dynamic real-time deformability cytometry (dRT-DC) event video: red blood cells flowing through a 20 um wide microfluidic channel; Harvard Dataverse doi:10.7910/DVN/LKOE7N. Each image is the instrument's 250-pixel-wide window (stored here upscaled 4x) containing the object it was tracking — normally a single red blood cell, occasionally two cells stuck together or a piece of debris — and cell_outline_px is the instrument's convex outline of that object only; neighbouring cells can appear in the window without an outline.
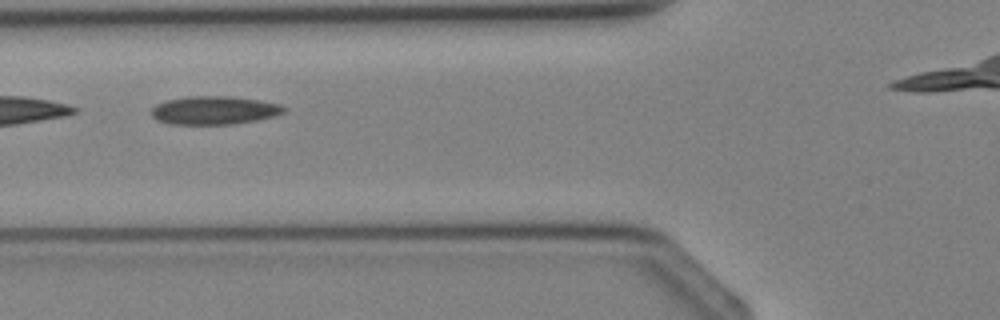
{"species": "Egyptian fruit bat (a non-hibernating species)", "species_latin": "Rousettus aegyptiacus", "temperature_condition": "cold", "stored_images_in_passage": 4, "segment_of_instrument_passage": [1, 2], "camera_frame_rate_fps": 3000, "um_per_image_px": 0.085, "animal": {"sex": "female"}, "frame": {"image": 1, "passage_image": 3, "time_ms": 3.333, "image_size_px": [1000, 320], "cell_outline_px": [[288, 108], [284, 112], [276, 116], [256, 120], [232, 124], [168, 124], [156, 120], [152, 116], [152, 108], [156, 104], [164, 100], [188, 96], [232, 96], [260, 100], [280, 104]], "centroid_in_image_um": [18.21, 9.37], "position_along_channel_um": 107.6, "area_um2": 22.14}}